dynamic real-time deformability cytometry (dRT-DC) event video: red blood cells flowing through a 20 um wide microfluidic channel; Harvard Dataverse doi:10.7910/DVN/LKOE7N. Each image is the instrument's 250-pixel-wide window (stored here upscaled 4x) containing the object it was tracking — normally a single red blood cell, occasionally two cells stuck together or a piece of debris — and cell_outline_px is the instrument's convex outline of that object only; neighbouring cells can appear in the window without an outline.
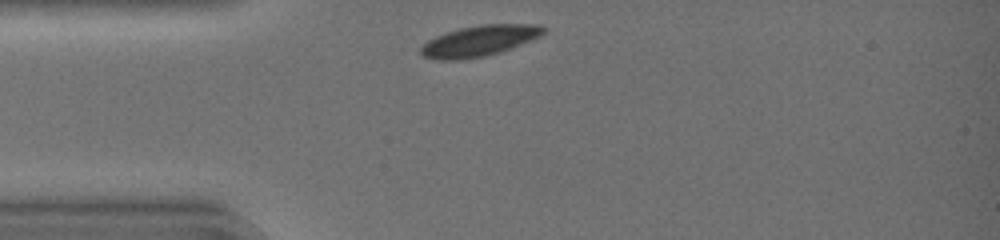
{"species": "common noctule bat (a hibernating species)", "species_latin": "Nyctalus noctula", "temperature_condition": "warm", "stored_images_in_passage": 28, "camera_frame_rate_fps": 3000, "um_per_image_px": 0.085, "animal": {"sex": "female", "body_mass_g": 19.0, "forearm_length_mm": 51.5}, "frame": {"image": 1, "passage_image": 1, "time_ms": 0.0, "image_size_px": [1000, 240], "cell_outline_px": [[548, 28], [540, 36], [500, 52], [484, 56], [460, 60], [436, 60], [424, 56], [420, 52], [420, 48], [428, 40], [436, 36], [460, 28], [480, 24], [536, 24]], "centroid_in_image_um": [40.74, 3.47], "position_along_channel_um": 44.3, "area_um2": 21.85}}
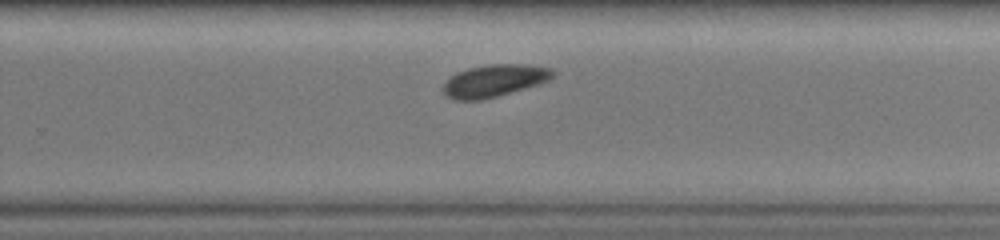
{"frame": {"image": 2, "passage_image": 19, "time_ms": 6.0, "image_size_px": [1000, 240], "cell_outline_px": [[556, 72], [548, 80], [540, 84], [496, 96], [480, 100], [452, 100], [444, 96], [444, 84], [452, 76], [468, 68], [488, 64], [528, 64], [552, 68]], "centroid_in_image_um": [42.04, 6.85], "position_along_channel_um": 287.8, "area_um2": 20.52}}
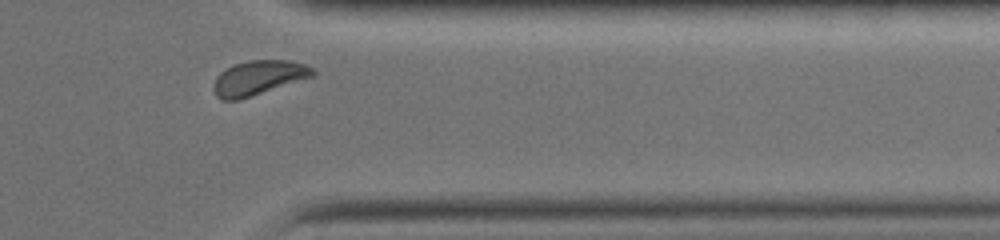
{"frame": {"image": 3, "passage_image": 26, "time_ms": 8.333, "image_size_px": [1000, 240], "cell_outline_px": [[316, 76], [240, 100], [220, 100], [216, 96], [212, 88], [212, 84], [216, 76], [224, 68], [232, 64], [248, 60], [288, 60], [304, 64], [312, 68], [316, 72]], "centroid_in_image_um": [21.94, 6.62], "position_along_channel_um": 389.5, "area_um2": 20.46}, "authors_computed_cell_mechanics": {"area_um2": 21.5883, "velocity_mm_per_s": 4.3142, "shape_relaxation_time_tau1_ms": 2.4132, "shape_relaxation_time_tau2_ms": null, "deformation_change_tau1": 0.091, "deformation_change_tau2": null}}